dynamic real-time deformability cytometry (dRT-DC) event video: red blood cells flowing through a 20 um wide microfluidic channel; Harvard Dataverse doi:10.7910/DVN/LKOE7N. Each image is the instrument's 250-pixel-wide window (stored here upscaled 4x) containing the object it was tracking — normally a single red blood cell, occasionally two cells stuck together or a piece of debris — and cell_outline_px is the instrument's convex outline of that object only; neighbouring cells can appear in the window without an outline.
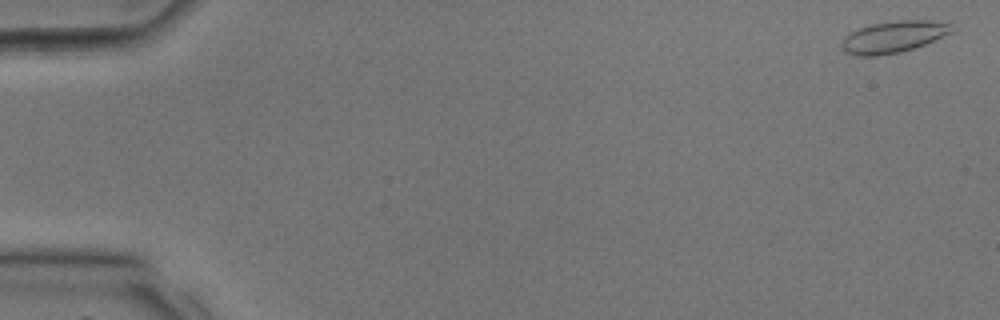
{"species": "common noctule bat (a hibernating species)", "species_latin": "Nyctalus noctula", "temperature_condition": "room temperature", "stored_images_in_passage": 10, "camera_frame_rate_fps": 3000, "um_per_image_px": 0.085, "animal": {"sex": "male", "body_mass_g": 17.9, "forearm_length_mm": 54.2}, "frame": {"image": 1, "passage_image": 1, "time_ms": 0.0, "image_size_px": [1000, 320], "cell_outline_px": [[956, 32], [924, 44], [900, 52], [876, 56], [860, 56], [844, 52], [840, 48], [840, 44], [844, 36], [860, 28], [872, 24], [896, 20], [928, 20], [948, 24], [956, 28]], "centroid_in_image_um": [75.95, 3.13], "position_along_channel_um": 9.1, "area_um2": 20.4}}
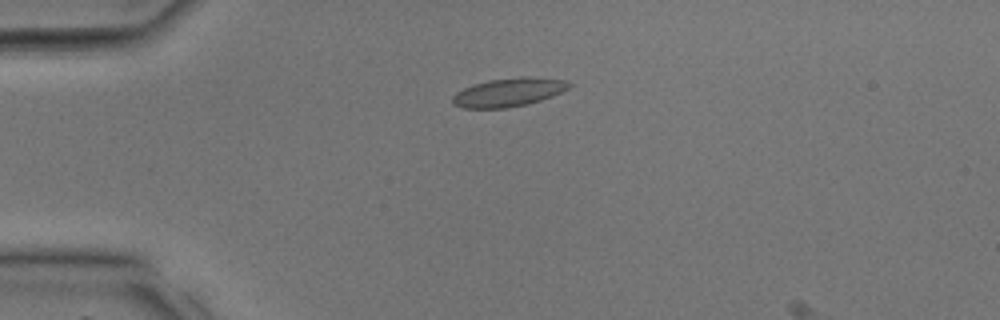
{"frame": {"image": 2, "passage_image": 9, "time_ms": 2.667, "image_size_px": [1000, 320], "cell_outline_px": [[572, 84], [568, 88], [552, 96], [528, 104], [508, 108], [460, 108], [452, 104], [452, 96], [456, 92], [472, 84], [488, 80], [568, 80]], "centroid_in_image_um": [43.1, 7.92], "position_along_channel_um": 41.9, "area_um2": 18.38}}